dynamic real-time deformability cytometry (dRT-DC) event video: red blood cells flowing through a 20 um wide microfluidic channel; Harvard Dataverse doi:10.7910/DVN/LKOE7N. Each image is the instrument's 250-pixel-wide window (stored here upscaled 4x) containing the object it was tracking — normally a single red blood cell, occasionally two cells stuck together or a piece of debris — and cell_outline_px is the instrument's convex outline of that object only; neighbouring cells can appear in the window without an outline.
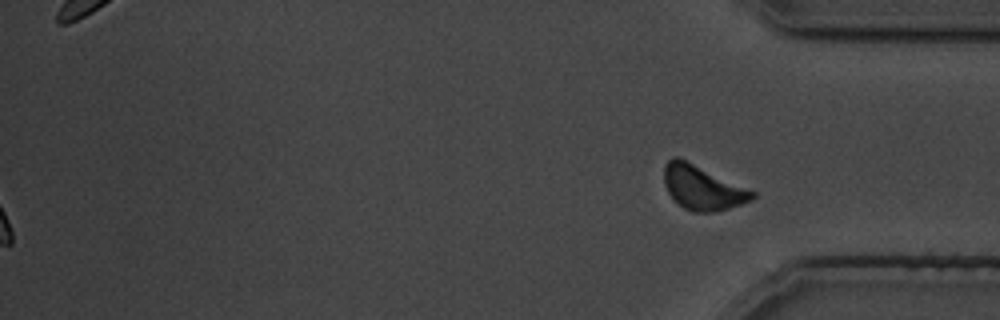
{"species": "common noctule bat (a hibernating species)", "species_latin": "Nyctalus noctula", "temperature_condition": "cold", "stored_images_in_passage": 32, "segment_of_instrument_passage": [2, 2], "camera_frame_rate_fps": 3000, "um_per_image_px": 0.085, "animal": {"sex": "male", "body_mass_g": 19.5, "forearm_length_mm": 54.6}, "frame": {"image": 1, "passage_image": 32, "time_ms": 40.0, "image_size_px": [1000, 320], "cell_outline_px": [[756, 196], [752, 200], [728, 208], [712, 212], [692, 212], [684, 208], [668, 192], [664, 184], [664, 164], [672, 156], [680, 156], [756, 192]], "centroid_in_image_um": [59.69, 15.91], "position_along_channel_um": 375.5, "area_um2": 22.89}}